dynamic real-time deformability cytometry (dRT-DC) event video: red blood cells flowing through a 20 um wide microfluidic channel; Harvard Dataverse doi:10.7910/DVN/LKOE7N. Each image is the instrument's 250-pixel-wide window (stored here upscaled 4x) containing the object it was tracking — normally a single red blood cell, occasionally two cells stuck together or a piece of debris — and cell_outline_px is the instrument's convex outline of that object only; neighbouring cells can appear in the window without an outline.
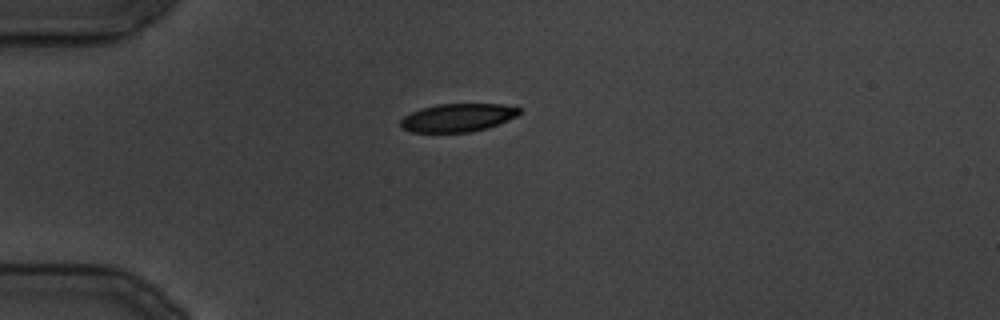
{"species": "common noctule bat (a hibernating species)", "species_latin": "Nyctalus noctula", "temperature_condition": "cold", "stored_images_in_passage": 13, "camera_frame_rate_fps": 3000, "um_per_image_px": 0.085, "animal": {"sex": "male", "body_mass_g": 19.5, "forearm_length_mm": 54.6}, "frame": {"image": 1, "passage_image": 1, "time_ms": 0.0, "image_size_px": [1000, 320], "cell_outline_px": [[520, 112], [516, 116], [488, 128], [468, 132], [412, 132], [400, 128], [400, 120], [404, 116], [420, 108], [436, 104], [500, 104], [520, 108]], "centroid_in_image_um": [38.86, 10.0], "position_along_channel_um": 46.1, "area_um2": 19.42}}
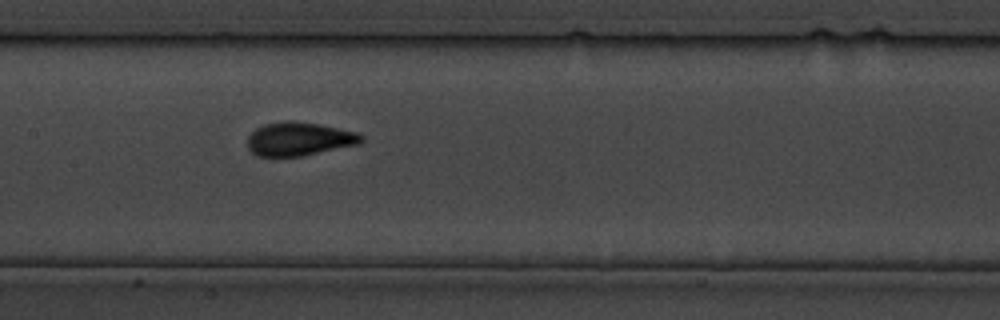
{"frame": {"image": 2, "passage_image": 9, "time_ms": 10.0, "image_size_px": [1000, 320], "cell_outline_px": [[364, 140], [360, 144], [304, 156], [256, 156], [248, 148], [248, 136], [256, 128], [264, 124], [284, 120], [288, 120], [320, 124], [356, 132], [364, 136]], "centroid_in_image_um": [25.44, 11.81], "position_along_channel_um": 182.0, "area_um2": 22.43}}
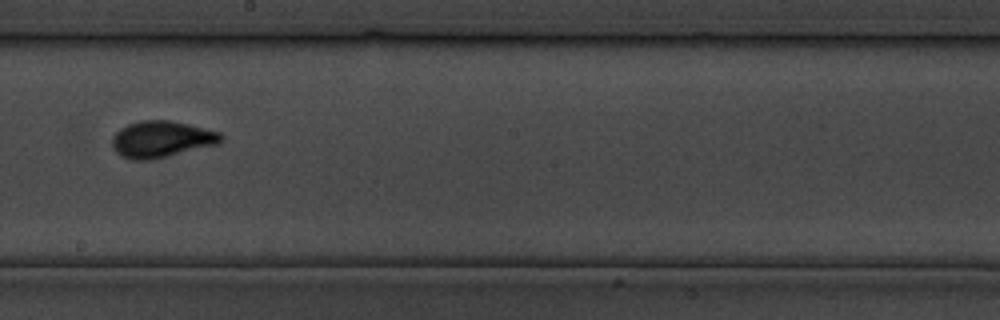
{"frame": {"image": 3, "passage_image": 12, "time_ms": 13.333, "image_size_px": [1000, 320], "cell_outline_px": [[224, 140], [220, 144], [152, 160], [132, 160], [120, 156], [112, 148], [112, 136], [120, 128], [128, 124], [140, 120], [168, 120], [188, 124], [220, 132], [224, 136]], "centroid_in_image_um": [13.74, 11.84], "position_along_channel_um": 234.5, "area_um2": 23.52}}